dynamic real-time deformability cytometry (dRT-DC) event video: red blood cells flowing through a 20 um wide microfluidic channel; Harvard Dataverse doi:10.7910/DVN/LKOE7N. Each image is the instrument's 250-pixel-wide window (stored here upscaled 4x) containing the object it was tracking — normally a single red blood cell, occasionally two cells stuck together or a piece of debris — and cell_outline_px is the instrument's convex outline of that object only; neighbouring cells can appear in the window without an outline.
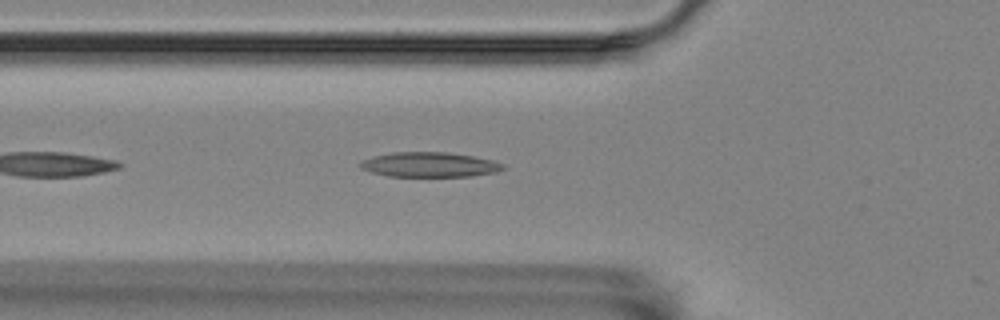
{"species": "Egyptian fruit bat (a non-hibernating species)", "species_latin": "Rousettus aegyptiacus", "temperature_condition": "room temperature", "stored_images_in_passage": 17, "camera_frame_rate_fps": 3000, "um_per_image_px": 0.085, "animal": {"sex": "female"}, "frame": {"image": 1, "passage_image": 6, "time_ms": 1.667, "image_size_px": [1000, 320], "cell_outline_px": [[508, 168], [496, 172], [472, 176], [388, 176], [372, 172], [360, 168], [360, 160], [392, 152], [444, 152], [472, 156], [492, 160], [504, 164]], "centroid_in_image_um": [36.53, 13.99], "position_along_channel_um": 89.3, "area_um2": 20.58}}
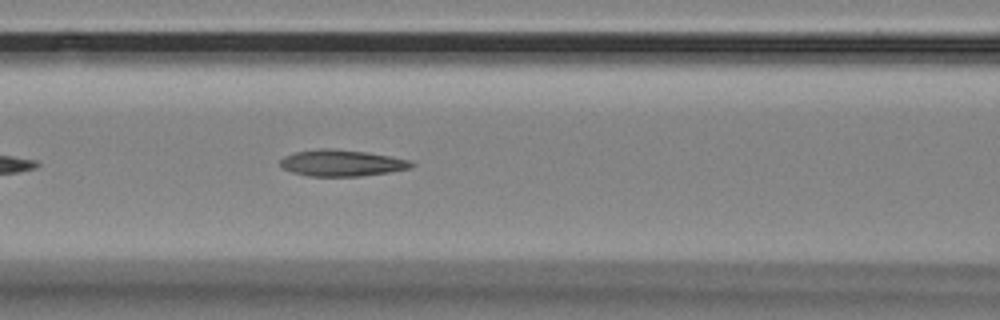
{"frame": {"image": 2, "passage_image": 10, "time_ms": 3.0, "image_size_px": [1000, 320], "cell_outline_px": [[416, 164], [412, 168], [388, 172], [360, 176], [308, 176], [292, 172], [284, 168], [280, 164], [280, 160], [284, 156], [296, 152], [320, 148], [332, 148], [368, 152], [412, 160]], "centroid_in_image_um": [29.09, 13.85], "position_along_channel_um": 137.5, "area_um2": 20.29}}